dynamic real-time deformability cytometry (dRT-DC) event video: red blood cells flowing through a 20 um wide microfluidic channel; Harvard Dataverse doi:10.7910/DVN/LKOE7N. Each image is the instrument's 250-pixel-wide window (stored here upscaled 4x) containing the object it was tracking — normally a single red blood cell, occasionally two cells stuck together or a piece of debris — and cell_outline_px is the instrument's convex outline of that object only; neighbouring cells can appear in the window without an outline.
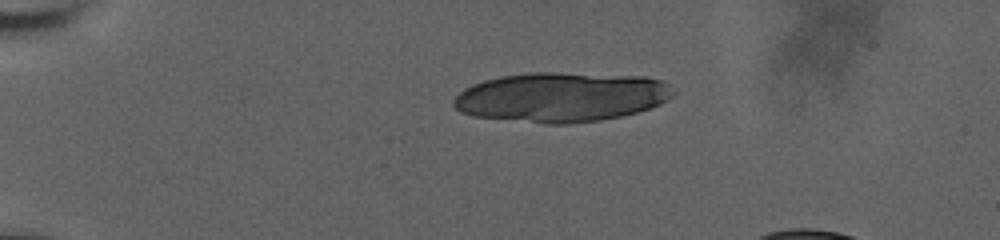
{"species": "human", "species_latin": "Homo sapiens", "temperature_condition": "room temperature", "stored_images_in_passage": 6, "segment_of_instrument_passage": [1, 2], "camera_frame_rate_fps": 3000, "um_per_image_px": 0.085, "donor": {"sex": "male"}, "frame": {"image": 1, "passage_image": 1, "time_ms": 0.0, "image_size_px": [1000, 240], "cell_outline_px": [[676, 92], [672, 96], [660, 104], [636, 112], [620, 116], [600, 120], [568, 124], [544, 124], [472, 116], [460, 112], [452, 104], [452, 100], [464, 88], [472, 84], [484, 80], [500, 76], [532, 72], [552, 72], [644, 76], [660, 80], [668, 84]], "centroid_in_image_um": [47.68, 8.25], "position_along_channel_um": 37.3, "area_um2": 63.81}}
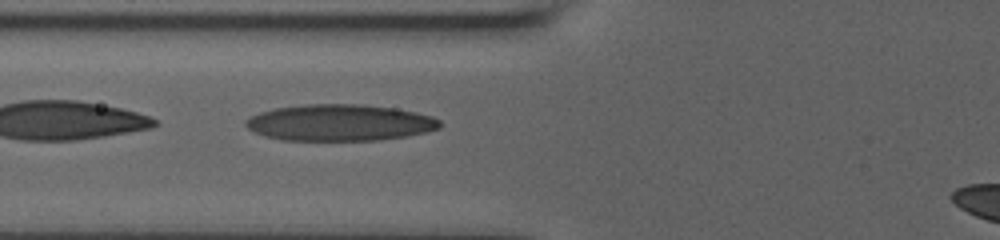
{"frame": {"image": 2, "passage_image": 5, "time_ms": 3.667, "image_size_px": [1000, 240], "cell_outline_px": [[440, 128], [408, 136], [380, 140], [284, 140], [264, 136], [248, 128], [244, 124], [244, 120], [260, 112], [276, 108], [304, 104], [364, 104], [396, 108], [416, 112], [432, 116], [440, 120]], "centroid_in_image_um": [28.89, 10.42], "position_along_channel_um": 96.9, "area_um2": 41.33}}